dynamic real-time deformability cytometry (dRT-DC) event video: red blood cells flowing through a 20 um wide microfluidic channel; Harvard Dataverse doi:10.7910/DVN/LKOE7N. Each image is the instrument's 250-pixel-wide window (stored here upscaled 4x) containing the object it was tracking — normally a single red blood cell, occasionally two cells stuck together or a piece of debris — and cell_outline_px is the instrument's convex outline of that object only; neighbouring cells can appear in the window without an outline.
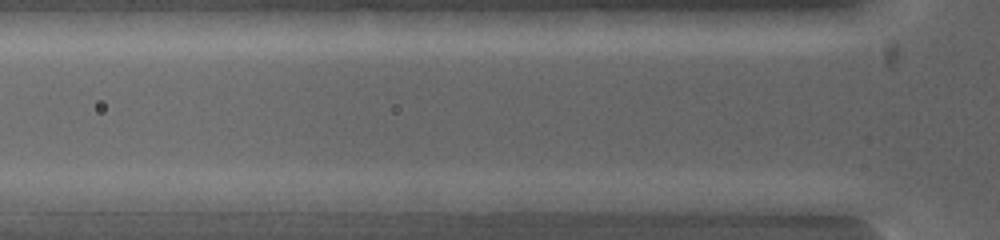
{"species": "common noctule bat (a hibernating species)", "species_latin": "Nyctalus noctula", "temperature_condition": "warm", "stored_images_in_passage": 3, "camera_frame_rate_fps": 5000, "um_per_image_px": 0.085, "animal": {"sex": "female", "body_mass_g": 19.0, "forearm_length_mm": 53.3}, "frame": {"image": 1, "passage_image": 2, "time_ms": 0.2, "image_size_px": [1000, 240], "cell_outline_px": [[604, 200], [588, 208], [576, 212], [500, 212], [492, 200], [544, 192]], "centroid_in_image_um": [46.3, 17.28], "position_along_channel_um": 79.5, "area_um2": 11.5}}